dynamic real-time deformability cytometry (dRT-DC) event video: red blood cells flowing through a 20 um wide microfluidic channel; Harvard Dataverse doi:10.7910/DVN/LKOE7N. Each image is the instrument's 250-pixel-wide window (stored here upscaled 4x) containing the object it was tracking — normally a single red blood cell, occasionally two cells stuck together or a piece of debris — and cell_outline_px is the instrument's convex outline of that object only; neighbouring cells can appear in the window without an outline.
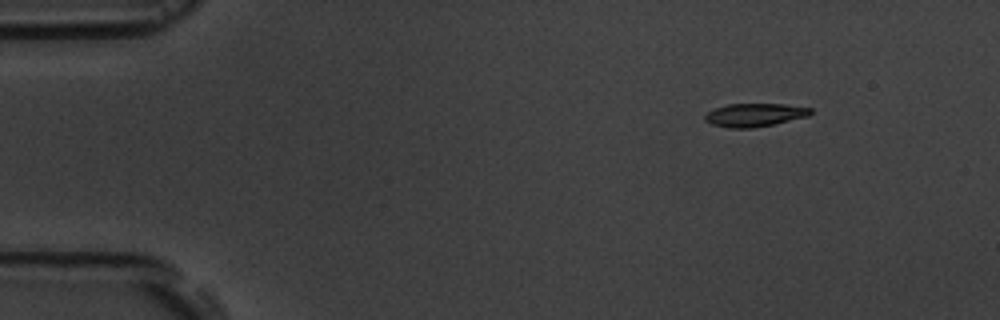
{"species": "common noctule bat (a hibernating species)", "species_latin": "Nyctalus noctula", "temperature_condition": "room temperature", "stored_images_in_passage": 4, "camera_frame_rate_fps": 3000, "um_per_image_px": 0.085, "animal": {"sex": "male", "body_mass_g": 19.5, "forearm_length_mm": 54.6}, "frame": {"image": 1, "passage_image": 1, "time_ms": 0.0, "image_size_px": [1000, 320], "cell_outline_px": [[812, 112], [808, 116], [772, 124], [752, 128], [728, 128], [712, 124], [704, 120], [704, 116], [708, 112], [716, 108], [728, 104], [784, 104], [812, 108]], "centroid_in_image_um": [64.13, 9.77], "position_along_channel_um": 20.9, "area_um2": 14.16}}
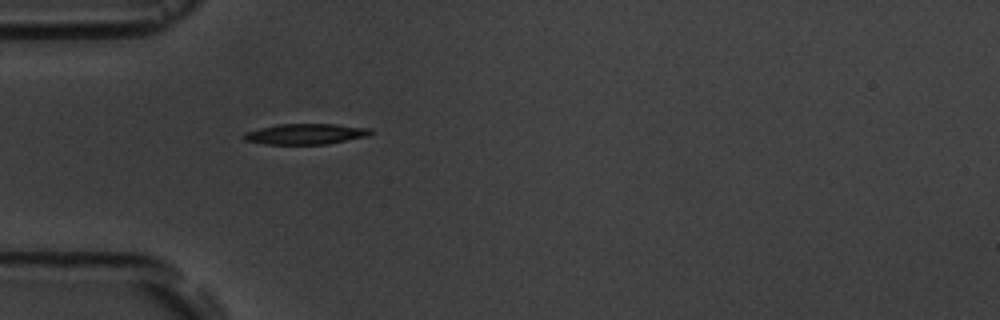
{"frame": {"image": 2, "passage_image": 4, "time_ms": 3.333, "image_size_px": [1000, 320], "cell_outline_px": [[372, 132], [368, 136], [328, 144], [264, 144], [244, 140], [240, 136], [244, 132], [276, 124], [336, 124], [372, 128]], "centroid_in_image_um": [25.96, 11.39], "position_along_channel_um": 59.0, "area_um2": 15.43}}